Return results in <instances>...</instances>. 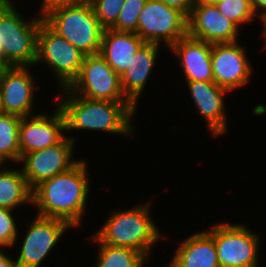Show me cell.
<instances>
[{
    "instance_id": "6da1fadb",
    "label": "cell",
    "mask_w": 266,
    "mask_h": 267,
    "mask_svg": "<svg viewBox=\"0 0 266 267\" xmlns=\"http://www.w3.org/2000/svg\"><path fill=\"white\" fill-rule=\"evenodd\" d=\"M88 169V160L81 159L68 171L37 185L32 190L35 215L64 220L74 229L82 226L91 193Z\"/></svg>"
},
{
    "instance_id": "7a4b0ae2",
    "label": "cell",
    "mask_w": 266,
    "mask_h": 267,
    "mask_svg": "<svg viewBox=\"0 0 266 267\" xmlns=\"http://www.w3.org/2000/svg\"><path fill=\"white\" fill-rule=\"evenodd\" d=\"M57 91L52 101L64 115L66 134L82 130L128 136L129 140L134 137L133 118L138 111L131 102L92 100L73 94L68 88Z\"/></svg>"
},
{
    "instance_id": "3957f363",
    "label": "cell",
    "mask_w": 266,
    "mask_h": 267,
    "mask_svg": "<svg viewBox=\"0 0 266 267\" xmlns=\"http://www.w3.org/2000/svg\"><path fill=\"white\" fill-rule=\"evenodd\" d=\"M152 201L148 200L142 204L124 210H112L108 219L103 221L93 235L106 245L115 247H127L142 252L148 259L153 254V247L158 245L164 236L152 219ZM160 230V231H159ZM167 237V238H166Z\"/></svg>"
},
{
    "instance_id": "277c9868",
    "label": "cell",
    "mask_w": 266,
    "mask_h": 267,
    "mask_svg": "<svg viewBox=\"0 0 266 267\" xmlns=\"http://www.w3.org/2000/svg\"><path fill=\"white\" fill-rule=\"evenodd\" d=\"M12 1L0 12V46L9 67L33 66L37 59V35L44 19L25 18Z\"/></svg>"
},
{
    "instance_id": "5b68a950",
    "label": "cell",
    "mask_w": 266,
    "mask_h": 267,
    "mask_svg": "<svg viewBox=\"0 0 266 267\" xmlns=\"http://www.w3.org/2000/svg\"><path fill=\"white\" fill-rule=\"evenodd\" d=\"M44 22L85 55L100 53L104 28L90 1L52 11Z\"/></svg>"
},
{
    "instance_id": "8992f818",
    "label": "cell",
    "mask_w": 266,
    "mask_h": 267,
    "mask_svg": "<svg viewBox=\"0 0 266 267\" xmlns=\"http://www.w3.org/2000/svg\"><path fill=\"white\" fill-rule=\"evenodd\" d=\"M250 229L244 223L226 220L205 229L214 239L220 267H260L261 235Z\"/></svg>"
},
{
    "instance_id": "52a82bcc",
    "label": "cell",
    "mask_w": 266,
    "mask_h": 267,
    "mask_svg": "<svg viewBox=\"0 0 266 267\" xmlns=\"http://www.w3.org/2000/svg\"><path fill=\"white\" fill-rule=\"evenodd\" d=\"M85 54L66 39L60 37L44 21L37 35L38 66H46L58 82L57 89L68 88L77 78L83 64Z\"/></svg>"
},
{
    "instance_id": "ba28073f",
    "label": "cell",
    "mask_w": 266,
    "mask_h": 267,
    "mask_svg": "<svg viewBox=\"0 0 266 267\" xmlns=\"http://www.w3.org/2000/svg\"><path fill=\"white\" fill-rule=\"evenodd\" d=\"M26 222L27 231L21 240L19 252L14 256L16 267H42L62 237L73 228L68 222L58 218H45L37 215ZM67 230V232H66Z\"/></svg>"
},
{
    "instance_id": "9c48e42d",
    "label": "cell",
    "mask_w": 266,
    "mask_h": 267,
    "mask_svg": "<svg viewBox=\"0 0 266 267\" xmlns=\"http://www.w3.org/2000/svg\"><path fill=\"white\" fill-rule=\"evenodd\" d=\"M68 89L92 100L130 102L121 87V77L99 54L85 55L77 78Z\"/></svg>"
},
{
    "instance_id": "30bf717a",
    "label": "cell",
    "mask_w": 266,
    "mask_h": 267,
    "mask_svg": "<svg viewBox=\"0 0 266 267\" xmlns=\"http://www.w3.org/2000/svg\"><path fill=\"white\" fill-rule=\"evenodd\" d=\"M137 34L145 43L164 45L168 50L187 35V17L160 0H147L139 15Z\"/></svg>"
},
{
    "instance_id": "8fae6325",
    "label": "cell",
    "mask_w": 266,
    "mask_h": 267,
    "mask_svg": "<svg viewBox=\"0 0 266 267\" xmlns=\"http://www.w3.org/2000/svg\"><path fill=\"white\" fill-rule=\"evenodd\" d=\"M68 136L54 146L32 151L21 158L17 166L22 165L23 176L32 190L41 182L68 171L80 161L74 157L78 138Z\"/></svg>"
},
{
    "instance_id": "7c38bea8",
    "label": "cell",
    "mask_w": 266,
    "mask_h": 267,
    "mask_svg": "<svg viewBox=\"0 0 266 267\" xmlns=\"http://www.w3.org/2000/svg\"><path fill=\"white\" fill-rule=\"evenodd\" d=\"M245 48L240 41L212 44L211 62L215 84L233 92L252 82L250 78L254 68Z\"/></svg>"
},
{
    "instance_id": "4fadbf2b",
    "label": "cell",
    "mask_w": 266,
    "mask_h": 267,
    "mask_svg": "<svg viewBox=\"0 0 266 267\" xmlns=\"http://www.w3.org/2000/svg\"><path fill=\"white\" fill-rule=\"evenodd\" d=\"M31 69V66H14L4 71L0 77L2 112L20 117L36 114V92L41 86Z\"/></svg>"
},
{
    "instance_id": "5bb4252c",
    "label": "cell",
    "mask_w": 266,
    "mask_h": 267,
    "mask_svg": "<svg viewBox=\"0 0 266 267\" xmlns=\"http://www.w3.org/2000/svg\"><path fill=\"white\" fill-rule=\"evenodd\" d=\"M54 106L52 114L38 112V114L21 118L19 126L20 160L25 154L32 151L56 145L66 136L64 115L56 103Z\"/></svg>"
},
{
    "instance_id": "9a60e30c",
    "label": "cell",
    "mask_w": 266,
    "mask_h": 267,
    "mask_svg": "<svg viewBox=\"0 0 266 267\" xmlns=\"http://www.w3.org/2000/svg\"><path fill=\"white\" fill-rule=\"evenodd\" d=\"M185 83L191 101L206 123L209 136L215 138L227 135L230 124H227L228 113L225 95L230 92L214 82L189 81Z\"/></svg>"
},
{
    "instance_id": "2e32d148",
    "label": "cell",
    "mask_w": 266,
    "mask_h": 267,
    "mask_svg": "<svg viewBox=\"0 0 266 267\" xmlns=\"http://www.w3.org/2000/svg\"><path fill=\"white\" fill-rule=\"evenodd\" d=\"M240 30L215 4L193 5L187 18V34L208 44L237 42Z\"/></svg>"
},
{
    "instance_id": "e0dca14e",
    "label": "cell",
    "mask_w": 266,
    "mask_h": 267,
    "mask_svg": "<svg viewBox=\"0 0 266 267\" xmlns=\"http://www.w3.org/2000/svg\"><path fill=\"white\" fill-rule=\"evenodd\" d=\"M168 51L172 52L174 58L176 57L186 82H213L212 44L187 34L174 43Z\"/></svg>"
},
{
    "instance_id": "ac0fdd59",
    "label": "cell",
    "mask_w": 266,
    "mask_h": 267,
    "mask_svg": "<svg viewBox=\"0 0 266 267\" xmlns=\"http://www.w3.org/2000/svg\"><path fill=\"white\" fill-rule=\"evenodd\" d=\"M161 45L144 43L134 54L128 68L121 74V87L126 98L138 108L147 82L158 62ZM157 61V62H156Z\"/></svg>"
},
{
    "instance_id": "d6986e66",
    "label": "cell",
    "mask_w": 266,
    "mask_h": 267,
    "mask_svg": "<svg viewBox=\"0 0 266 267\" xmlns=\"http://www.w3.org/2000/svg\"><path fill=\"white\" fill-rule=\"evenodd\" d=\"M185 238L166 267H220L214 239L205 230Z\"/></svg>"
},
{
    "instance_id": "ffe728a7",
    "label": "cell",
    "mask_w": 266,
    "mask_h": 267,
    "mask_svg": "<svg viewBox=\"0 0 266 267\" xmlns=\"http://www.w3.org/2000/svg\"><path fill=\"white\" fill-rule=\"evenodd\" d=\"M144 43L136 33L104 29L100 55L121 76Z\"/></svg>"
},
{
    "instance_id": "44dd1931",
    "label": "cell",
    "mask_w": 266,
    "mask_h": 267,
    "mask_svg": "<svg viewBox=\"0 0 266 267\" xmlns=\"http://www.w3.org/2000/svg\"><path fill=\"white\" fill-rule=\"evenodd\" d=\"M10 166V168H9ZM8 165L0 171V208L18 211L23 205L32 206V189L21 168Z\"/></svg>"
},
{
    "instance_id": "7402d4cb",
    "label": "cell",
    "mask_w": 266,
    "mask_h": 267,
    "mask_svg": "<svg viewBox=\"0 0 266 267\" xmlns=\"http://www.w3.org/2000/svg\"><path fill=\"white\" fill-rule=\"evenodd\" d=\"M89 239L98 244V256L92 267H141L148 260L142 252L134 249L101 243L93 234Z\"/></svg>"
},
{
    "instance_id": "603a6c76",
    "label": "cell",
    "mask_w": 266,
    "mask_h": 267,
    "mask_svg": "<svg viewBox=\"0 0 266 267\" xmlns=\"http://www.w3.org/2000/svg\"><path fill=\"white\" fill-rule=\"evenodd\" d=\"M20 116L0 113V155L10 164L20 162L19 126Z\"/></svg>"
},
{
    "instance_id": "cb8c5ba5",
    "label": "cell",
    "mask_w": 266,
    "mask_h": 267,
    "mask_svg": "<svg viewBox=\"0 0 266 267\" xmlns=\"http://www.w3.org/2000/svg\"><path fill=\"white\" fill-rule=\"evenodd\" d=\"M215 5L221 14L234 22L240 29L246 24H252L256 20L255 18L259 19L260 26L263 24L254 11L251 0H220Z\"/></svg>"
},
{
    "instance_id": "d4e9b609",
    "label": "cell",
    "mask_w": 266,
    "mask_h": 267,
    "mask_svg": "<svg viewBox=\"0 0 266 267\" xmlns=\"http://www.w3.org/2000/svg\"><path fill=\"white\" fill-rule=\"evenodd\" d=\"M147 0H125L113 30L132 32L137 34L139 15Z\"/></svg>"
},
{
    "instance_id": "484cf974",
    "label": "cell",
    "mask_w": 266,
    "mask_h": 267,
    "mask_svg": "<svg viewBox=\"0 0 266 267\" xmlns=\"http://www.w3.org/2000/svg\"><path fill=\"white\" fill-rule=\"evenodd\" d=\"M14 210L0 208V248H7L10 250L19 243L20 227L17 223L16 214Z\"/></svg>"
},
{
    "instance_id": "4316f807",
    "label": "cell",
    "mask_w": 266,
    "mask_h": 267,
    "mask_svg": "<svg viewBox=\"0 0 266 267\" xmlns=\"http://www.w3.org/2000/svg\"><path fill=\"white\" fill-rule=\"evenodd\" d=\"M95 15L104 29L111 28L117 21L125 0H89Z\"/></svg>"
},
{
    "instance_id": "83f0119b",
    "label": "cell",
    "mask_w": 266,
    "mask_h": 267,
    "mask_svg": "<svg viewBox=\"0 0 266 267\" xmlns=\"http://www.w3.org/2000/svg\"><path fill=\"white\" fill-rule=\"evenodd\" d=\"M40 1L41 5L40 8L38 9L39 13L36 12V14L40 18L44 19L48 14H50L52 11L56 9L77 5L88 0H40Z\"/></svg>"
},
{
    "instance_id": "f1b7e54d",
    "label": "cell",
    "mask_w": 266,
    "mask_h": 267,
    "mask_svg": "<svg viewBox=\"0 0 266 267\" xmlns=\"http://www.w3.org/2000/svg\"><path fill=\"white\" fill-rule=\"evenodd\" d=\"M160 1L164 2L169 7L178 9L187 18L190 16L192 7L194 5V0H160Z\"/></svg>"
},
{
    "instance_id": "f546056e",
    "label": "cell",
    "mask_w": 266,
    "mask_h": 267,
    "mask_svg": "<svg viewBox=\"0 0 266 267\" xmlns=\"http://www.w3.org/2000/svg\"><path fill=\"white\" fill-rule=\"evenodd\" d=\"M257 16L264 21L266 19V0H251Z\"/></svg>"
},
{
    "instance_id": "4dcf8cb0",
    "label": "cell",
    "mask_w": 266,
    "mask_h": 267,
    "mask_svg": "<svg viewBox=\"0 0 266 267\" xmlns=\"http://www.w3.org/2000/svg\"><path fill=\"white\" fill-rule=\"evenodd\" d=\"M5 249L6 248H0V267H16L12 254L10 256L5 253Z\"/></svg>"
},
{
    "instance_id": "1f68e13d",
    "label": "cell",
    "mask_w": 266,
    "mask_h": 267,
    "mask_svg": "<svg viewBox=\"0 0 266 267\" xmlns=\"http://www.w3.org/2000/svg\"><path fill=\"white\" fill-rule=\"evenodd\" d=\"M220 0H194V5L216 4Z\"/></svg>"
},
{
    "instance_id": "d6a6232c",
    "label": "cell",
    "mask_w": 266,
    "mask_h": 267,
    "mask_svg": "<svg viewBox=\"0 0 266 267\" xmlns=\"http://www.w3.org/2000/svg\"><path fill=\"white\" fill-rule=\"evenodd\" d=\"M9 66L0 58V77Z\"/></svg>"
},
{
    "instance_id": "836d02e7",
    "label": "cell",
    "mask_w": 266,
    "mask_h": 267,
    "mask_svg": "<svg viewBox=\"0 0 266 267\" xmlns=\"http://www.w3.org/2000/svg\"><path fill=\"white\" fill-rule=\"evenodd\" d=\"M8 165L10 164L0 155V170L5 169Z\"/></svg>"
},
{
    "instance_id": "e575fe53",
    "label": "cell",
    "mask_w": 266,
    "mask_h": 267,
    "mask_svg": "<svg viewBox=\"0 0 266 267\" xmlns=\"http://www.w3.org/2000/svg\"><path fill=\"white\" fill-rule=\"evenodd\" d=\"M262 33H261V36L263 37V41H265V46L263 48H266V23H263L262 24Z\"/></svg>"
},
{
    "instance_id": "d590c367",
    "label": "cell",
    "mask_w": 266,
    "mask_h": 267,
    "mask_svg": "<svg viewBox=\"0 0 266 267\" xmlns=\"http://www.w3.org/2000/svg\"><path fill=\"white\" fill-rule=\"evenodd\" d=\"M13 0H0V12Z\"/></svg>"
},
{
    "instance_id": "8d00e7d4",
    "label": "cell",
    "mask_w": 266,
    "mask_h": 267,
    "mask_svg": "<svg viewBox=\"0 0 266 267\" xmlns=\"http://www.w3.org/2000/svg\"><path fill=\"white\" fill-rule=\"evenodd\" d=\"M0 58L4 61L3 46H0Z\"/></svg>"
},
{
    "instance_id": "74e56055",
    "label": "cell",
    "mask_w": 266,
    "mask_h": 267,
    "mask_svg": "<svg viewBox=\"0 0 266 267\" xmlns=\"http://www.w3.org/2000/svg\"><path fill=\"white\" fill-rule=\"evenodd\" d=\"M2 112V96H1V88H0V113Z\"/></svg>"
},
{
    "instance_id": "f35d334b",
    "label": "cell",
    "mask_w": 266,
    "mask_h": 267,
    "mask_svg": "<svg viewBox=\"0 0 266 267\" xmlns=\"http://www.w3.org/2000/svg\"><path fill=\"white\" fill-rule=\"evenodd\" d=\"M148 261H150V260L148 259L141 267H145V265H147Z\"/></svg>"
}]
</instances>
